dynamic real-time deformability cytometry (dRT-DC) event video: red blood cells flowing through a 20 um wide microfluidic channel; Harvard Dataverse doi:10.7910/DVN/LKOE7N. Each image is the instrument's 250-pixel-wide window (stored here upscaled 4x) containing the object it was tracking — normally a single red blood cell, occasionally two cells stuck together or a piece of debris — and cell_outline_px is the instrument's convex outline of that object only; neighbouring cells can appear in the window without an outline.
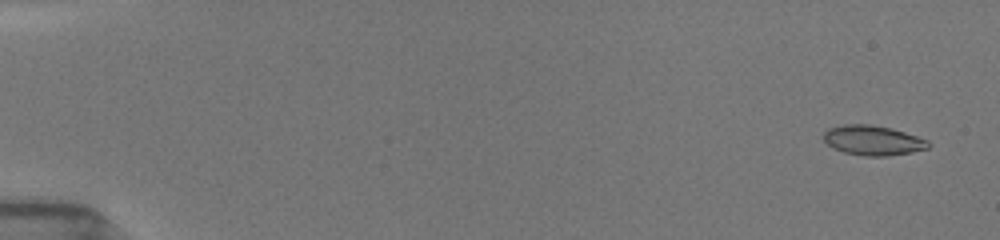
{"species": "common noctule bat (a hibernating species)", "species_latin": "Nyctalus noctula", "temperature_condition": "room temperature", "stored_images_in_passage": 15, "camera_frame_rate_fps": 3000, "um_per_image_px": 0.085, "animal": {"sex": "female", "body_mass_g": 19.5, "forearm_length_mm": 54.1}, "frame": {"image": 1, "passage_image": 2, "time_ms": 0.667, "image_size_px": [1000, 240], "cell_outline_px": [[932, 144], [928, 148], [912, 152], [888, 156], [864, 156], [844, 152], [832, 148], [824, 140], [824, 132], [828, 128], [844, 124], [872, 124], [892, 128], [928, 140]], "centroid_in_image_um": [74.2, 11.93], "position_along_channel_um": 10.8, "area_um2": 18.32}}